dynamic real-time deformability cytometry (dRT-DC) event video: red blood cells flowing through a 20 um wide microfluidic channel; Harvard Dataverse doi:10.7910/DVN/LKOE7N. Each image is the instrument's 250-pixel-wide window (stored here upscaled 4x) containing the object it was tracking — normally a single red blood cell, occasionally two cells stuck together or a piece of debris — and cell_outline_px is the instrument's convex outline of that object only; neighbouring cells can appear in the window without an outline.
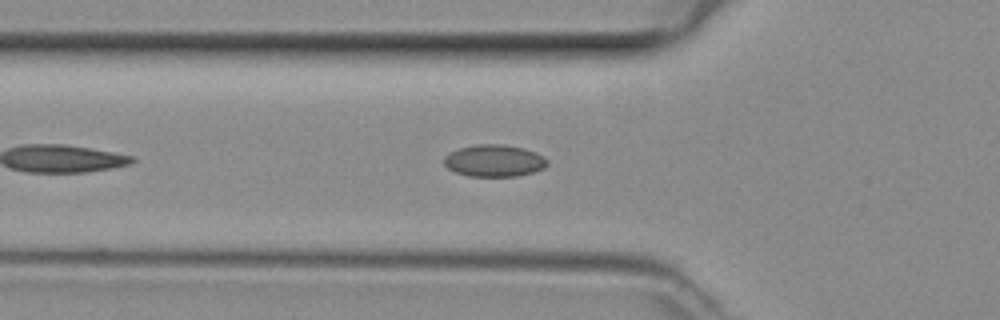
{"species": "common noctule bat (a hibernating species)", "species_latin": "Nyctalus noctula", "temperature_condition": "room temperature", "stored_images_in_passage": 34, "camera_frame_rate_fps": 3000, "um_per_image_px": 0.085, "animal": {"sex": "female", "body_mass_g": 29.2, "forearm_length_mm": 56.3}, "frame": {"image": 1, "passage_image": 6, "time_ms": 1.667, "image_size_px": [1000, 320], "cell_outline_px": [[548, 164], [544, 168], [520, 176], [468, 176], [456, 172], [448, 168], [444, 164], [444, 156], [460, 148], [476, 144], [500, 144], [524, 148], [536, 152], [544, 156], [548, 160]], "centroid_in_image_um": [42.04, 13.66], "position_along_channel_um": 83.8, "area_um2": 19.25}}
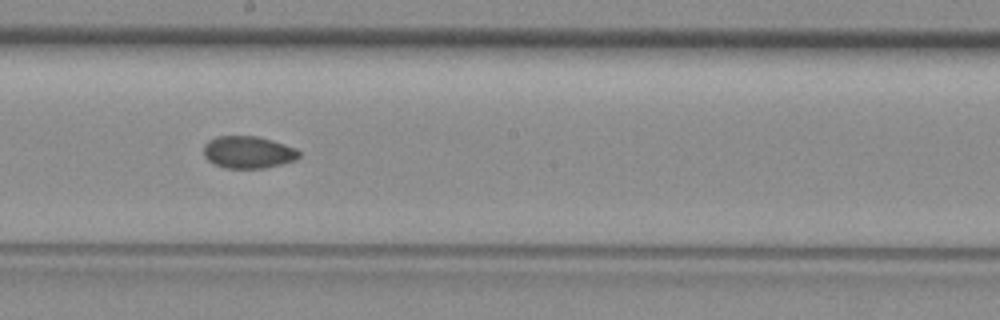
{"frame": {"image": 2, "passage_image": 16, "time_ms": 5.0, "image_size_px": [1000, 320], "cell_outline_px": [[300, 156], [296, 160], [264, 168], [224, 168], [208, 160], [204, 156], [204, 144], [208, 140], [216, 136], [256, 136], [272, 140], [296, 148], [300, 152]], "centroid_in_image_um": [21.09, 12.93], "position_along_channel_um": 227.1, "area_um2": 17.92}}
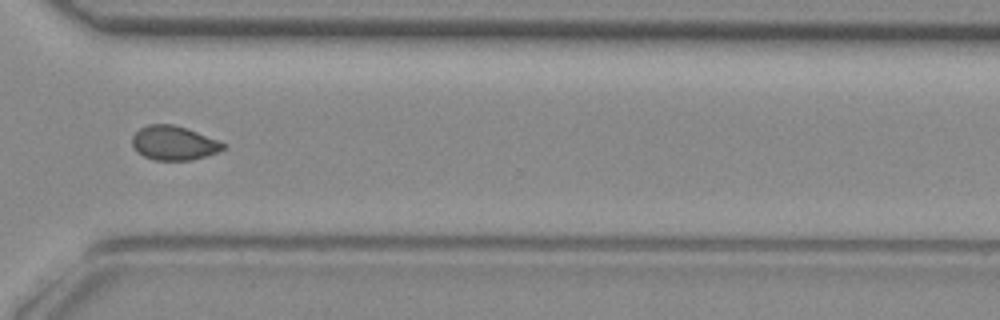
{"frame": {"image": 3, "passage_image": 25, "time_ms": 8.0, "image_size_px": [1000, 320], "cell_outline_px": [[224, 148], [216, 152], [192, 160], [156, 160], [144, 156], [132, 144], [132, 136], [140, 128], [148, 124], [172, 124], [196, 132], [216, 140], [224, 144]], "centroid_in_image_um": [14.73, 12.15], "position_along_channel_um": 355.9, "area_um2": 17.57}}